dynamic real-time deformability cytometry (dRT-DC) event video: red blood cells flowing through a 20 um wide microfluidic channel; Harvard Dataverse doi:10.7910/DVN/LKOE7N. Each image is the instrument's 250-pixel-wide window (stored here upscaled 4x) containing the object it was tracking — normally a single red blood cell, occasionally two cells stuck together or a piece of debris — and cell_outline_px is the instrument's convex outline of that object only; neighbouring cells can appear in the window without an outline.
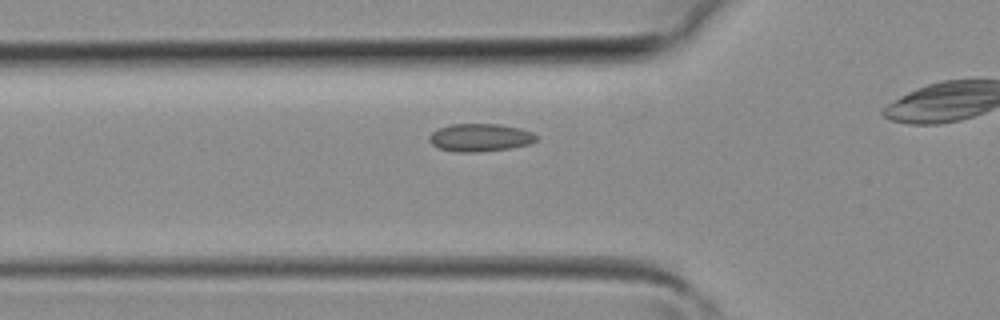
{"species": "common noctule bat (a hibernating species)", "species_latin": "Nyctalus noctula", "temperature_condition": "room temperature", "stored_images_in_passage": 27, "camera_frame_rate_fps": 3000, "um_per_image_px": 0.085, "animal": {"sex": "female", "body_mass_g": 19.3, "forearm_length_mm": 54.1}, "frame": {"image": 1, "passage_image": 5, "time_ms": 1.333, "image_size_px": [1000, 320], "cell_outline_px": [[536, 140], [528, 144], [512, 148], [476, 152], [456, 152], [440, 148], [432, 144], [428, 140], [428, 136], [432, 132], [440, 128], [452, 124], [500, 124], [520, 128], [532, 132], [536, 136]], "centroid_in_image_um": [40.8, 11.69], "position_along_channel_um": 85.0, "area_um2": 17.28}}
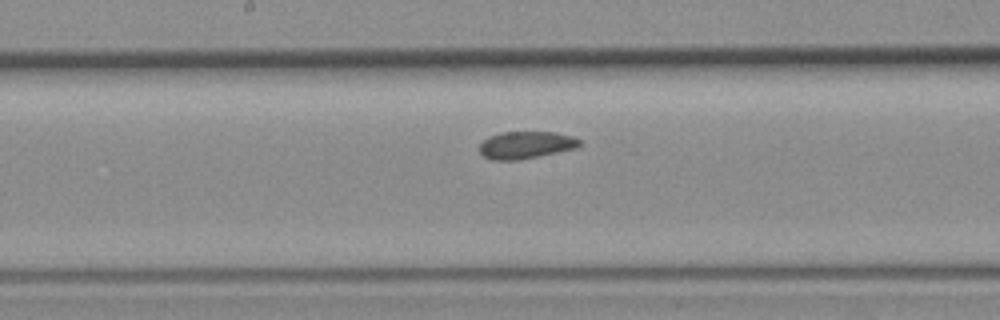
{"frame": {"image": 2, "passage_image": 12, "time_ms": 3.667, "image_size_px": [1000, 320], "cell_outline_px": [[580, 144], [576, 148], [520, 160], [492, 160], [484, 156], [480, 152], [480, 144], [488, 136], [500, 132], [556, 132], [572, 136], [580, 140]], "centroid_in_image_um": [44.68, 12.32], "position_along_channel_um": 203.5, "area_um2": 15.9}}
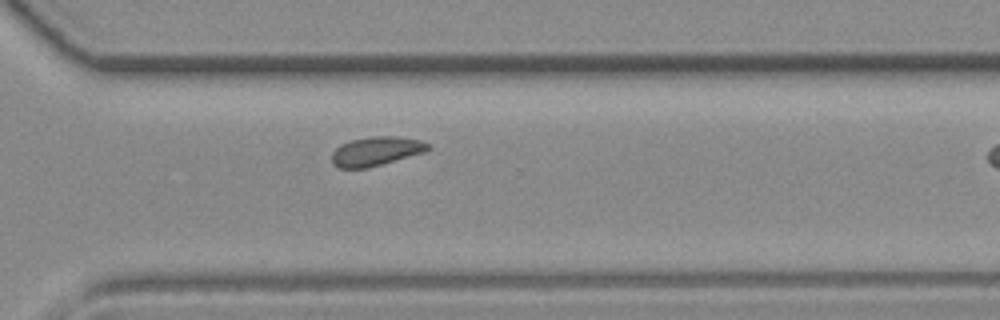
{"frame": {"image": 3, "passage_image": 20, "time_ms": 6.333, "image_size_px": [1000, 320], "cell_outline_px": [[432, 148], [424, 152], [368, 168], [340, 168], [332, 164], [332, 152], [340, 144], [352, 140], [372, 136], [396, 136], [420, 140], [432, 144]], "centroid_in_image_um": [31.98, 12.85], "position_along_channel_um": 338.6, "area_um2": 16.36}}